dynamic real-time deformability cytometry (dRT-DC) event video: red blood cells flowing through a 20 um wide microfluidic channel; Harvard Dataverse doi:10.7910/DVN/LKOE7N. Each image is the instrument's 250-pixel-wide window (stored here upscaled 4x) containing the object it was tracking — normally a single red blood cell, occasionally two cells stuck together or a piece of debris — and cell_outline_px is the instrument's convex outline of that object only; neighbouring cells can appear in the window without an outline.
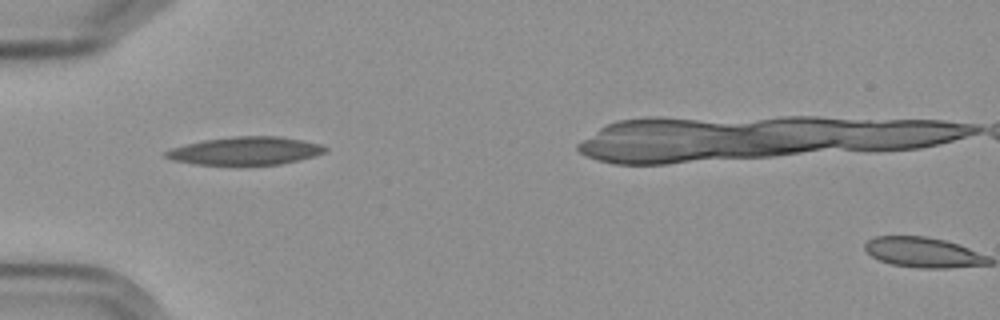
{"species": "Egyptian fruit bat (a non-hibernating species)", "species_latin": "Rousettus aegyptiacus", "temperature_condition": "cold", "stored_images_in_passage": 2, "camera_frame_rate_fps": 3000, "um_per_image_px": 0.085, "frame": {"image": 1, "passage_image": 1, "time_ms": 0.0, "image_size_px": [1000, 320], "cell_outline_px": [[328, 148], [324, 152], [312, 156], [280, 164], [240, 168], [196, 164], [172, 160], [164, 156], [164, 152], [172, 148], [204, 140], [232, 136], [280, 136], [320, 144]], "centroid_in_image_um": [20.81, 12.87], "position_along_channel_um": 64.2, "area_um2": 26.7}}
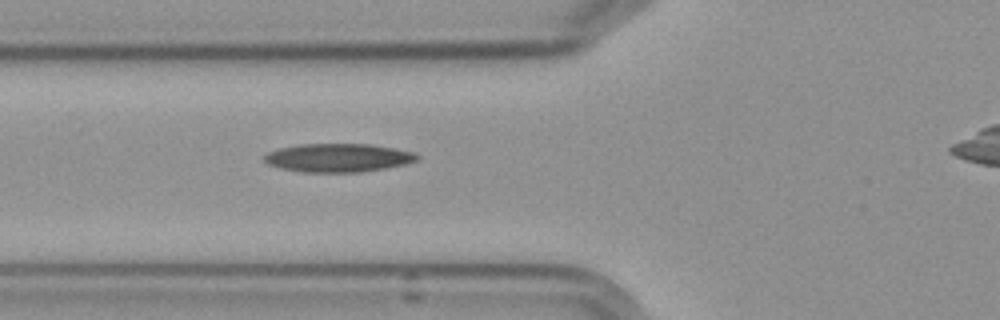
{"frame": {"image": 2, "passage_image": 2, "time_ms": 1.0, "image_size_px": [1000, 320], "cell_outline_px": [[420, 156], [416, 160], [404, 164], [384, 168], [360, 172], [304, 172], [280, 168], [268, 164], [264, 160], [264, 156], [268, 152], [280, 148], [300, 144], [368, 144], [416, 152]], "centroid_in_image_um": [28.73, 13.41], "position_along_channel_um": 97.1, "area_um2": 25.14}}